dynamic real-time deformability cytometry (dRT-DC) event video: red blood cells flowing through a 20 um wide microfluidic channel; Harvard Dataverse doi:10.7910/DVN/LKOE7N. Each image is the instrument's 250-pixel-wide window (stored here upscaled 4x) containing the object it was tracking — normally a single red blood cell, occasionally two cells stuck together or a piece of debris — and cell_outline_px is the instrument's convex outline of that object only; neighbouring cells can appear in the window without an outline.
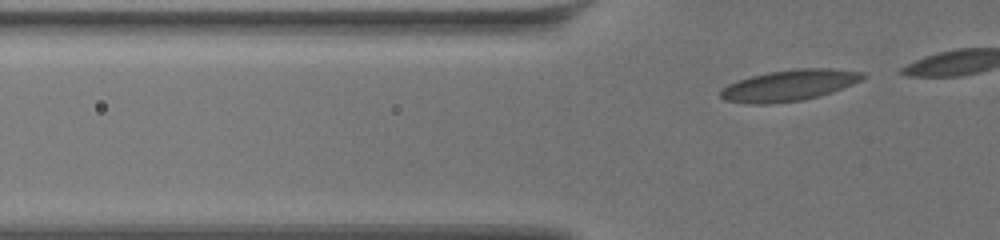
{"species": "common noctule bat (a hibernating species)", "species_latin": "Nyctalus noctula", "temperature_condition": "warm", "stored_images_in_passage": 14, "camera_frame_rate_fps": 3000, "um_per_image_px": 0.085, "animal": {"sex": "female", "body_mass_g": 19.5, "forearm_length_mm": 54.1}, "frame": {"image": 1, "passage_image": 6, "time_ms": 1.667, "image_size_px": [1000, 240], "cell_outline_px": [[864, 76], [860, 80], [852, 84], [832, 92], [800, 100], [768, 104], [744, 104], [724, 100], [720, 96], [720, 92], [728, 84], [752, 76], [768, 72], [796, 68], [828, 68], [864, 72]], "centroid_in_image_um": [67.05, 7.26], "position_along_channel_um": 58.8, "area_um2": 25.49}}
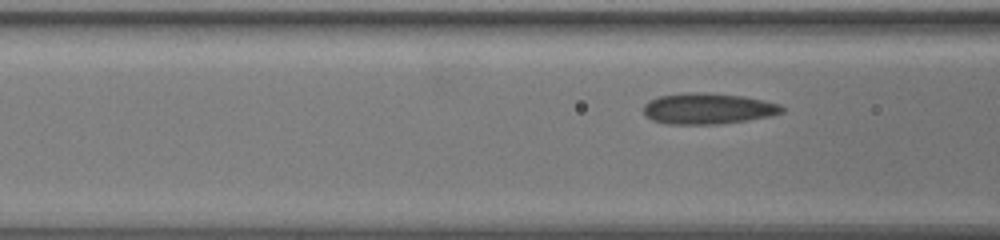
{"frame": {"image": 2, "passage_image": 11, "time_ms": 3.333, "image_size_px": [1000, 240], "cell_outline_px": [[784, 112], [772, 116], [748, 120], [720, 124], [668, 124], [652, 120], [644, 116], [644, 104], [648, 100], [660, 96], [684, 92], [708, 92], [744, 96], [764, 100], [780, 104], [784, 108]], "centroid_in_image_um": [60.18, 9.22], "position_along_channel_um": 106.4, "area_um2": 25.37}}